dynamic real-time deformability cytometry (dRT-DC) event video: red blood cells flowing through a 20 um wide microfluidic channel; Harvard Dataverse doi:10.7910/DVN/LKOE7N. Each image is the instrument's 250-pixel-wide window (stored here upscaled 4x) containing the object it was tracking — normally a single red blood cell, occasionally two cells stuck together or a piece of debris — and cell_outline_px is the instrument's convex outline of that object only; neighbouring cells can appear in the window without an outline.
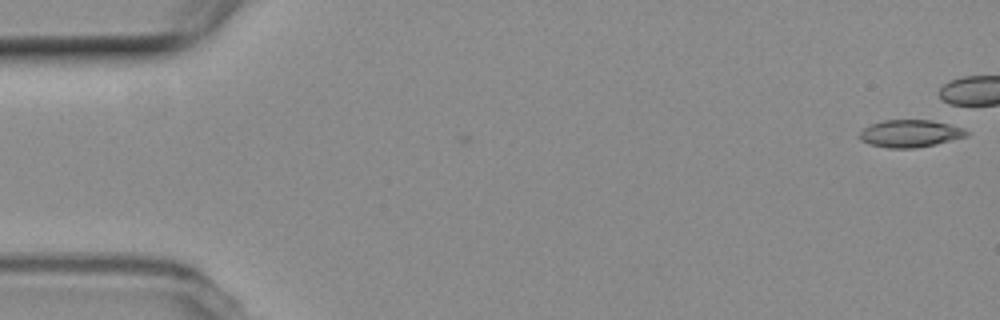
{"species": "common noctule bat (a hibernating species)", "species_latin": "Nyctalus noctula", "temperature_condition": "room temperature", "stored_images_in_passage": 8, "camera_frame_rate_fps": 3000, "um_per_image_px": 0.085, "animal": {"sex": "female", "body_mass_g": 19.3, "forearm_length_mm": 54.1}, "frame": {"image": 1, "passage_image": 1, "time_ms": 0.0, "image_size_px": [1000, 320], "cell_outline_px": [[968, 136], [936, 144], [912, 148], [888, 148], [868, 144], [860, 140], [860, 132], [864, 128], [872, 124], [884, 120], [932, 120], [964, 128], [968, 132]], "centroid_in_image_um": [77.37, 11.35], "position_along_channel_um": 7.6, "area_um2": 16.99}}